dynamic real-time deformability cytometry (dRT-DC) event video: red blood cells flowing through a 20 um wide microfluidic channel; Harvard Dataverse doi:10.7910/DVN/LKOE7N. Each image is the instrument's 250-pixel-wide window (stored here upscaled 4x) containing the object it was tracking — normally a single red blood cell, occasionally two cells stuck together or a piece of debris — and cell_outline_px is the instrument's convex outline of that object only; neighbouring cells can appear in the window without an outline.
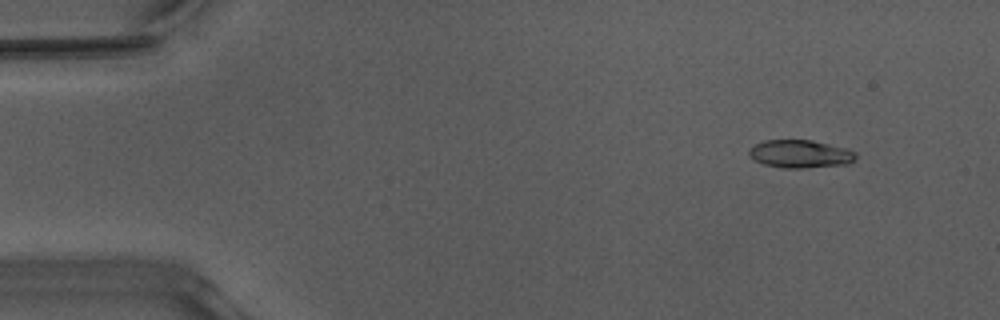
{"species": "Egyptian fruit bat (a non-hibernating species)", "species_latin": "Rousettus aegyptiacus", "temperature_condition": "warm", "stored_images_in_passage": 53, "camera_frame_rate_fps": 3000, "um_per_image_px": 0.085, "animal": {"sex": "male"}, "frame": {"image": 1, "passage_image": 6, "time_ms": 1.667, "image_size_px": [1000, 320], "cell_outline_px": [[856, 156], [848, 164], [800, 168], [784, 168], [764, 164], [756, 160], [748, 152], [748, 148], [764, 140], [812, 140], [848, 148], [856, 152]], "centroid_in_image_um": [68.04, 13.07], "position_along_channel_um": 17.0, "area_um2": 17.28}}
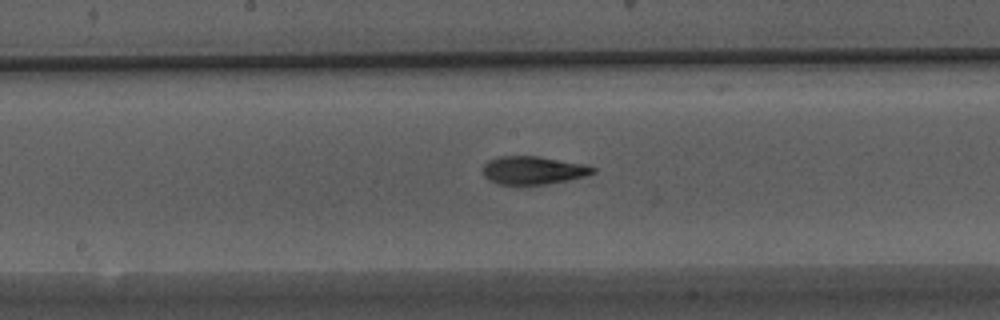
{"frame": {"image": 2, "passage_image": 28, "time_ms": 9.0, "image_size_px": [1000, 320], "cell_outline_px": [[596, 172], [588, 176], [568, 180], [544, 184], [496, 184], [484, 176], [484, 164], [488, 160], [496, 156], [540, 156], [584, 164], [596, 168]], "centroid_in_image_um": [45.34, 14.46], "position_along_channel_um": 202.9, "area_um2": 18.09}}
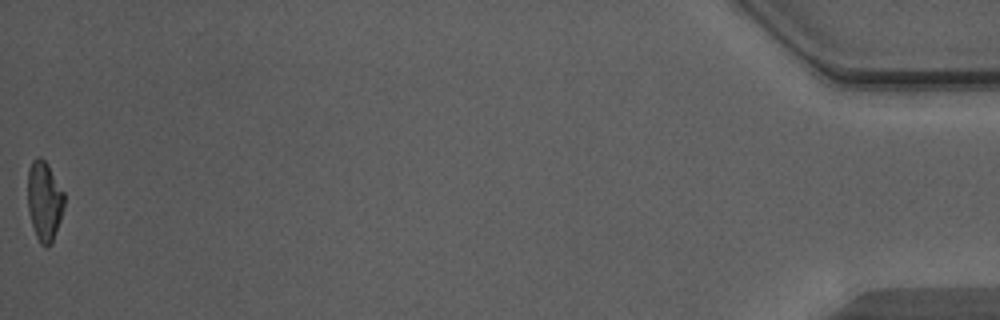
{"frame": {"image": 3, "passage_image": 53, "time_ms": 17.333, "image_size_px": [1000, 320], "cell_outline_px": [[64, 208], [52, 244], [48, 248], [40, 244], [36, 236], [32, 224], [28, 208], [28, 168], [32, 160], [40, 156], [48, 164], [64, 192]], "centroid_in_image_um": [3.77, 17.09], "position_along_channel_um": 431.4, "area_um2": 17.05}, "authors_computed_cell_mechanics": {"area_um2": 17.7446, "velocity_mm_per_s": 3.9856, "shape_relaxation_time_tau1_ms": 5.0769, "shape_relaxation_time_tau2_ms": 2.6046, "deformation_change_tau1": 0.1859, "deformation_change_tau2": 0.0981}}